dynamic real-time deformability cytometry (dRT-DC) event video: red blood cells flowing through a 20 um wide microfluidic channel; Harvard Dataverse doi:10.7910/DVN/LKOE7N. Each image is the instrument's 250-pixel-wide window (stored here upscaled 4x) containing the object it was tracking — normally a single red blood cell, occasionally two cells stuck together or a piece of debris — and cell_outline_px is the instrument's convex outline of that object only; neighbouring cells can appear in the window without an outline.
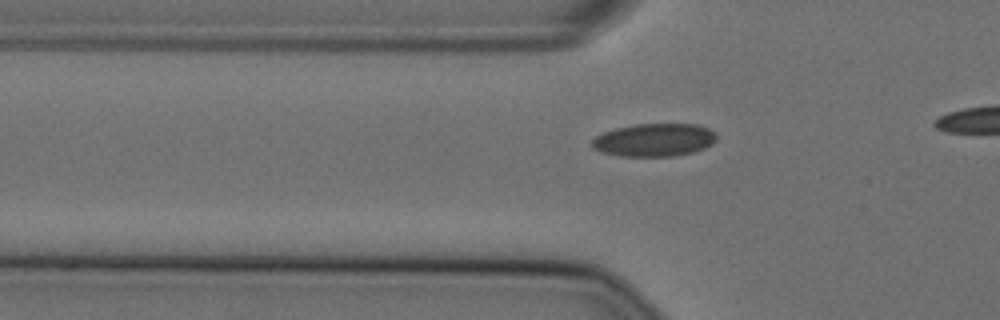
{"species": "Egyptian fruit bat (a non-hibernating species)", "species_latin": "Rousettus aegyptiacus", "temperature_condition": "cold", "stored_images_in_passage": 32, "camera_frame_rate_fps": 3000, "um_per_image_px": 0.085, "animal": {"sex": "female"}, "frame": {"image": 1, "passage_image": 15, "time_ms": 4.667, "image_size_px": [1000, 320], "cell_outline_px": [[716, 140], [712, 144], [704, 148], [692, 152], [672, 156], [620, 156], [600, 152], [592, 148], [592, 140], [596, 136], [604, 132], [616, 128], [636, 124], [696, 124], [708, 128], [716, 132]], "centroid_in_image_um": [55.61, 11.89], "position_along_channel_um": 70.2, "area_um2": 23.93}}
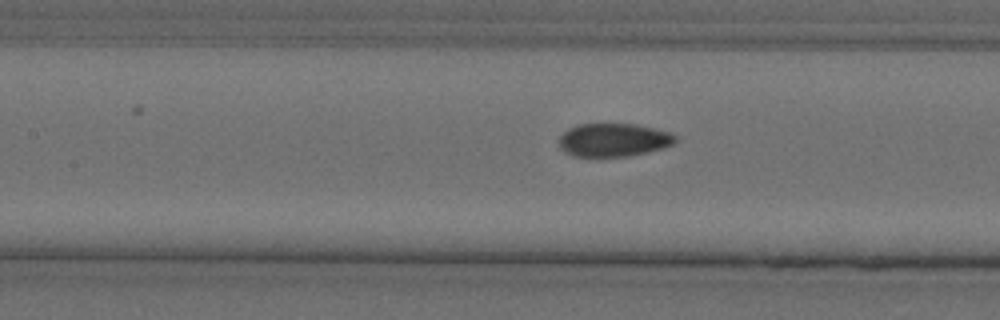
{"frame": {"image": 2, "passage_image": 22, "time_ms": 7.0, "image_size_px": [1000, 320], "cell_outline_px": [[680, 136], [672, 144], [664, 148], [648, 152], [628, 156], [572, 156], [564, 152], [560, 148], [560, 136], [568, 128], [580, 124], [636, 124], [672, 132]], "centroid_in_image_um": [52.19, 11.89], "position_along_channel_um": 155.2, "area_um2": 22.72}}
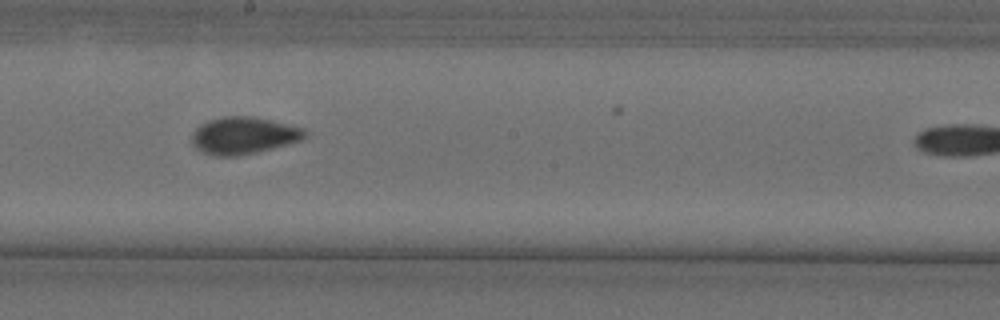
{"frame": {"image": 3, "passage_image": 28, "time_ms": 9.0, "image_size_px": [1000, 320], "cell_outline_px": [[308, 132], [300, 140], [256, 152], [236, 156], [216, 156], [204, 152], [196, 148], [192, 144], [192, 136], [196, 128], [200, 124], [208, 120], [220, 116], [252, 116], [304, 128]], "centroid_in_image_um": [20.67, 11.5], "position_along_channel_um": 227.5, "area_um2": 24.16}}